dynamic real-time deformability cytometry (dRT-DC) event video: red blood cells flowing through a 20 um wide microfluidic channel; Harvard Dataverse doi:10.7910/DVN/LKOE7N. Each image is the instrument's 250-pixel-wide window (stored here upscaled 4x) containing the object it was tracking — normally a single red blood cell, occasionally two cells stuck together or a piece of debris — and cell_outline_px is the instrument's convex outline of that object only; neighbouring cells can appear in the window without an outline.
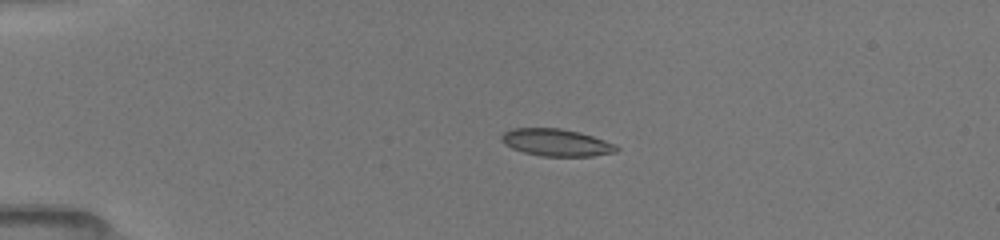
{"species": "common noctule bat (a hibernating species)", "species_latin": "Nyctalus noctula", "temperature_condition": "room temperature", "stored_images_in_passage": 9, "camera_frame_rate_fps": 3000, "um_per_image_px": 0.085, "animal": {"sex": "female", "body_mass_g": 19.5, "forearm_length_mm": 54.1}, "frame": {"image": 1, "passage_image": 6, "time_ms": 3.667, "image_size_px": [1000, 240], "cell_outline_px": [[620, 148], [616, 152], [592, 156], [540, 156], [524, 152], [512, 148], [504, 144], [500, 140], [500, 136], [504, 132], [512, 128], [560, 128], [580, 132], [616, 144]], "centroid_in_image_um": [47.28, 12.11], "position_along_channel_um": 37.7, "area_um2": 18.32}}
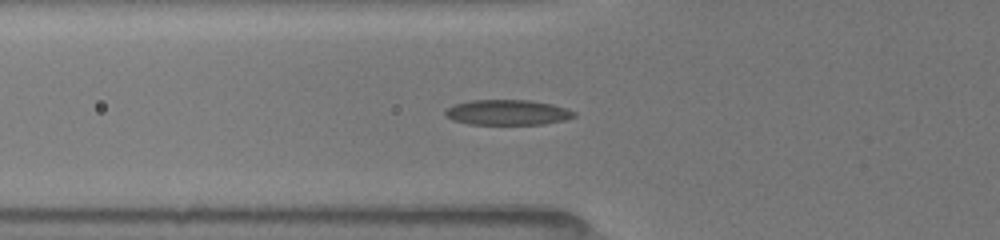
{"frame": {"image": 2, "passage_image": 9, "time_ms": 6.0, "image_size_px": [1000, 240], "cell_outline_px": [[576, 116], [564, 120], [544, 124], [468, 124], [452, 120], [444, 116], [444, 112], [448, 108], [456, 104], [468, 100], [532, 100], [552, 104], [576, 112]], "centroid_in_image_um": [43.12, 9.55], "position_along_channel_um": 82.7, "area_um2": 19.02}}